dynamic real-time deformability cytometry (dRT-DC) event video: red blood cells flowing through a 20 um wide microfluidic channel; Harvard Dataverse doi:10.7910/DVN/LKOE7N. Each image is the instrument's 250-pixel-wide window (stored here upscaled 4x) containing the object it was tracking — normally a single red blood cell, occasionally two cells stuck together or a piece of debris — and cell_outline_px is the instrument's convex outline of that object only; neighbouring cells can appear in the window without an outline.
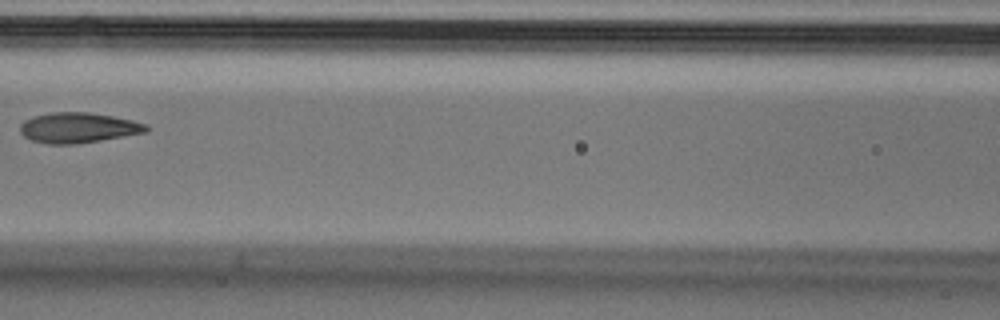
{"species": "Egyptian fruit bat (a non-hibernating species)", "species_latin": "Rousettus aegyptiacus", "temperature_condition": "cold", "stored_images_in_passage": 7, "camera_frame_rate_fps": 3000, "um_per_image_px": 0.085, "animal": {"sex": "male"}, "frame": {"image": 1, "passage_image": 6, "time_ms": 1.667, "image_size_px": [1000, 320], "cell_outline_px": [[148, 132], [76, 144], [48, 144], [32, 140], [24, 136], [20, 132], [20, 124], [24, 120], [36, 116], [52, 112], [88, 112], [112, 116], [132, 120], [148, 124]], "centroid_in_image_um": [6.66, 10.86], "position_along_channel_um": 159.9, "area_um2": 22.2}}
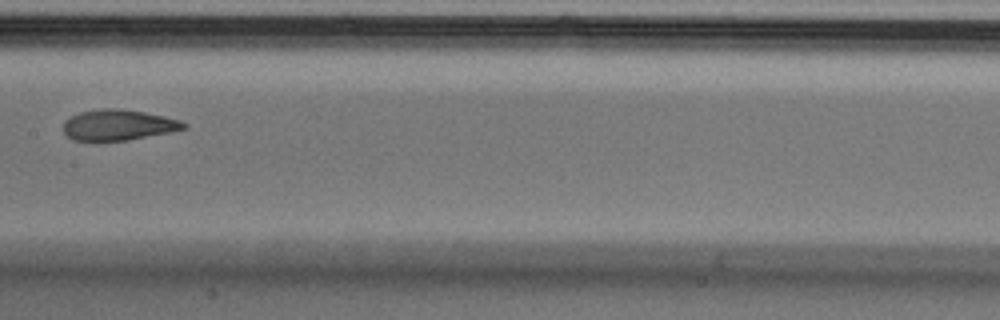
{"frame": {"image": 2, "passage_image": 7, "time_ms": 2.0, "image_size_px": [1000, 320], "cell_outline_px": [[188, 128], [128, 140], [96, 144], [92, 144], [72, 140], [64, 132], [64, 120], [80, 112], [104, 108], [120, 108], [144, 112], [164, 116], [180, 120], [188, 124]], "centroid_in_image_um": [10.0, 10.67], "position_along_channel_um": 197.4, "area_um2": 22.25}}